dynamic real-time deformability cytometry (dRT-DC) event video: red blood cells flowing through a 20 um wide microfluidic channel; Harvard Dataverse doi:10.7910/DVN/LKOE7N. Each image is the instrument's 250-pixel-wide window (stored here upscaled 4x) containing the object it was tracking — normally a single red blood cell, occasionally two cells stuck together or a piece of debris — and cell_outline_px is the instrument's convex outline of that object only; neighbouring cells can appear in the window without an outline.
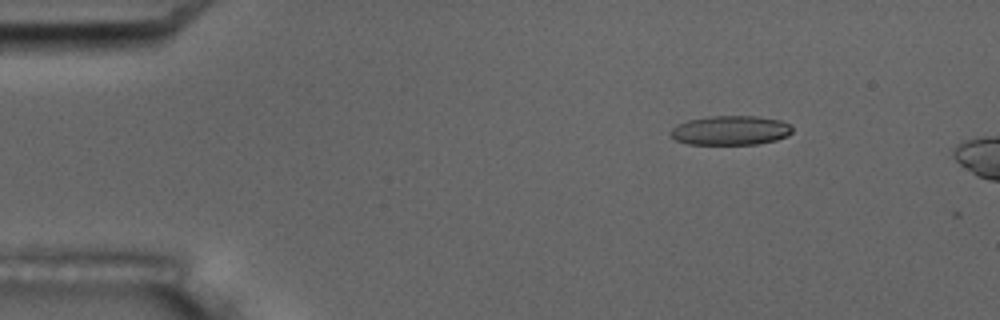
{"species": "common noctule bat (a hibernating species)", "species_latin": "Nyctalus noctula", "temperature_condition": "room temperature", "stored_images_in_passage": 5, "camera_frame_rate_fps": 3000, "um_per_image_px": 0.085, "animal": {"sex": "male", "body_mass_g": 17.5, "forearm_length_mm": 52.3}, "frame": {"image": 1, "passage_image": 3, "time_ms": 2.333, "image_size_px": [1000, 320], "cell_outline_px": [[792, 132], [788, 136], [776, 140], [756, 144], [688, 144], [676, 140], [668, 132], [676, 124], [688, 120], [712, 116], [756, 116], [780, 120], [792, 124]], "centroid_in_image_um": [62.1, 11.08], "position_along_channel_um": 22.9, "area_um2": 20.92}}